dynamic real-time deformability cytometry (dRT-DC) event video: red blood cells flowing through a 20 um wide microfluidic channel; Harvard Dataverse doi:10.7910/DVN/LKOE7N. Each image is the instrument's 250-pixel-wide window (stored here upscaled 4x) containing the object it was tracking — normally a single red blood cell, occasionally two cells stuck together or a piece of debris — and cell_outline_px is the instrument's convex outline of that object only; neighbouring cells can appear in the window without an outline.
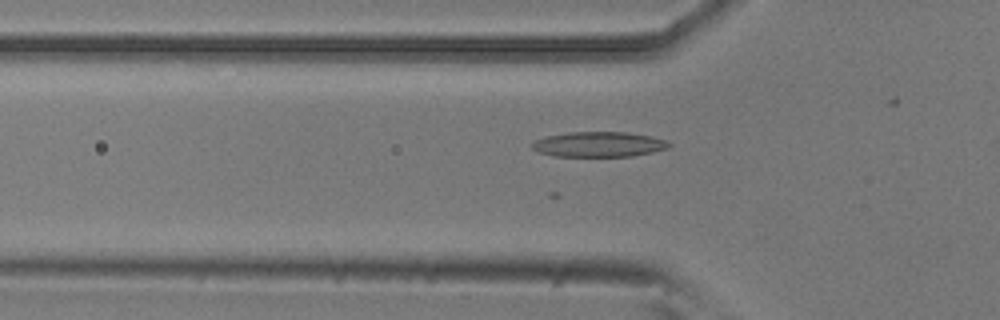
{"species": "common noctule bat (a hibernating species)", "species_latin": "Nyctalus noctula", "temperature_condition": "room temperature", "stored_images_in_passage": 30, "camera_frame_rate_fps": 3000, "um_per_image_px": 0.085, "animal": {"sex": "male", "body_mass_g": 20.5, "forearm_length_mm": 52.5}, "frame": {"image": 1, "passage_image": 7, "time_ms": 2.0, "image_size_px": [1000, 320], "cell_outline_px": [[672, 144], [668, 148], [652, 152], [632, 156], [556, 156], [540, 152], [532, 148], [532, 144], [536, 140], [548, 136], [568, 132], [628, 132], [652, 136], [668, 140]], "centroid_in_image_um": [50.97, 12.26], "position_along_channel_um": 74.8, "area_um2": 20.0}}
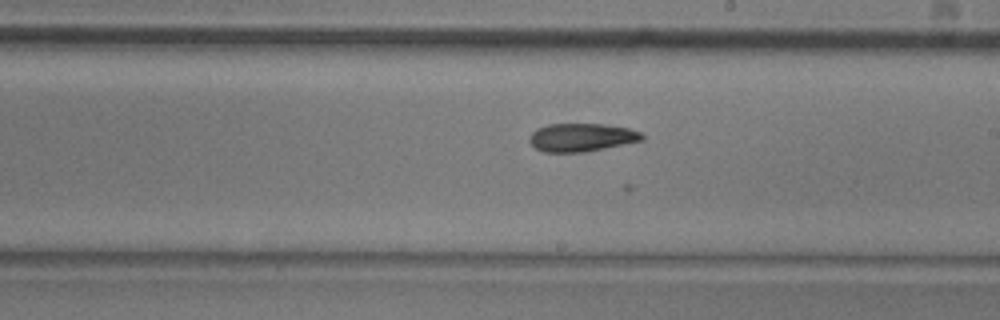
{"frame": {"image": 2, "passage_image": 20, "time_ms": 6.333, "image_size_px": [1000, 320], "cell_outline_px": [[644, 140], [584, 152], [544, 152], [536, 148], [528, 140], [532, 132], [536, 128], [548, 124], [600, 124], [628, 128], [640, 132], [644, 136]], "centroid_in_image_um": [49.41, 11.68], "position_along_channel_um": 239.6, "area_um2": 18.38}}
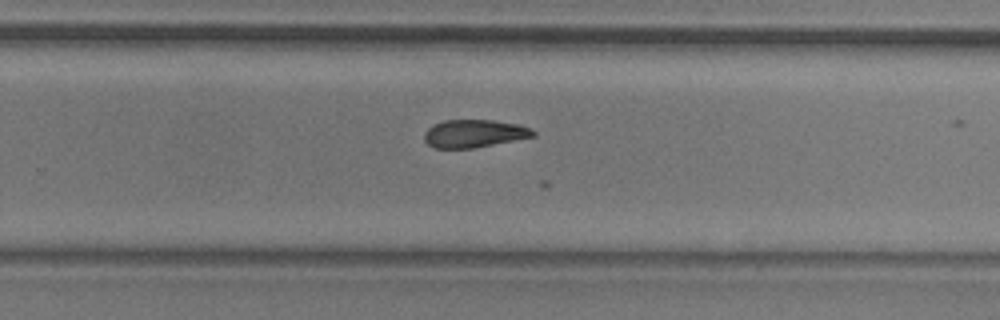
{"frame": {"image": 3, "passage_image": 24, "time_ms": 7.667, "image_size_px": [1000, 320], "cell_outline_px": [[536, 136], [472, 148], [432, 148], [424, 140], [424, 132], [432, 124], [444, 120], [492, 120], [520, 124], [536, 132]], "centroid_in_image_um": [40.27, 11.34], "position_along_channel_um": 289.5, "area_um2": 17.69}}